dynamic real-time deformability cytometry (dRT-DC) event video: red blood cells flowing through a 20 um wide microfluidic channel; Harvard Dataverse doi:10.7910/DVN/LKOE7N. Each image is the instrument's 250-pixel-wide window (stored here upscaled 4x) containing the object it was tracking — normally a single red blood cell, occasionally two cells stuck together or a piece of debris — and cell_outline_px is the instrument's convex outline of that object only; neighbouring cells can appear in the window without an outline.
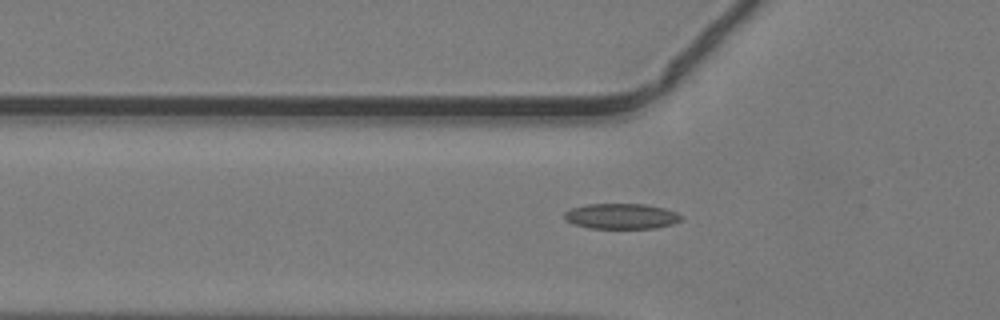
{"species": "common noctule bat (a hibernating species)", "species_latin": "Nyctalus noctula", "temperature_condition": "warm", "stored_images_in_passage": 18, "camera_frame_rate_fps": 3000, "um_per_image_px": 0.085, "animal": {"sex": "male", "body_mass_g": 19.2, "forearm_length_mm": 51.8}, "frame": {"image": 1, "passage_image": 5, "time_ms": 1.333, "image_size_px": [1000, 320], "cell_outline_px": [[684, 216], [680, 220], [672, 224], [656, 228], [588, 228], [572, 224], [564, 220], [564, 212], [572, 208], [588, 204], [644, 204], [664, 208], [676, 212]], "centroid_in_image_um": [52.79, 18.38], "position_along_channel_um": 73.0, "area_um2": 17.4}}
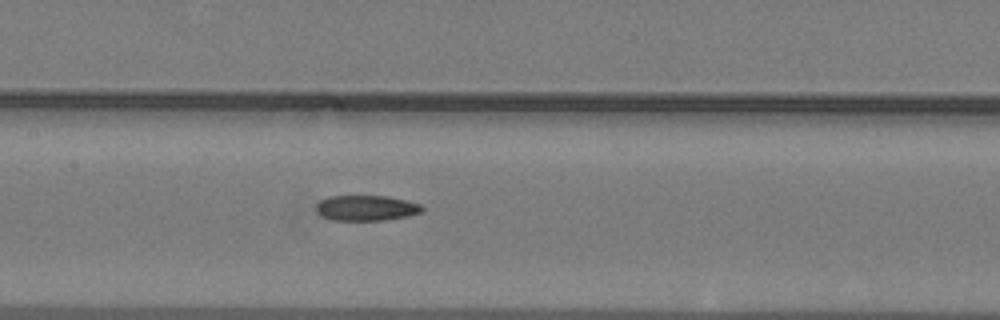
{"frame": {"image": 2, "passage_image": 12, "time_ms": 3.667, "image_size_px": [1000, 320], "cell_outline_px": [[424, 212], [408, 216], [384, 220], [332, 220], [320, 216], [316, 212], [316, 204], [320, 200], [328, 196], [388, 196], [420, 204], [424, 208]], "centroid_in_image_um": [31.11, 17.68], "position_along_channel_um": 176.3, "area_um2": 15.84}}
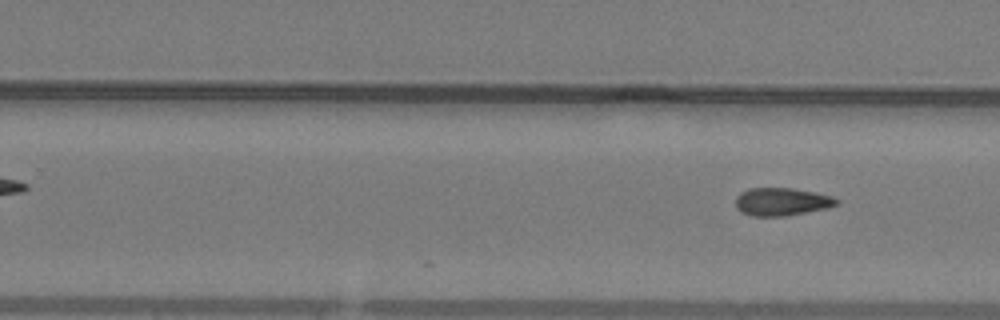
{"frame": {"image": 3, "passage_image": 18, "time_ms": 5.667, "image_size_px": [1000, 320], "cell_outline_px": [[840, 200], [836, 204], [828, 208], [788, 216], [752, 216], [740, 212], [736, 208], [736, 196], [740, 192], [748, 188], [792, 188], [832, 196]], "centroid_in_image_um": [66.42, 17.15], "position_along_channel_um": 263.4, "area_um2": 16.53}}